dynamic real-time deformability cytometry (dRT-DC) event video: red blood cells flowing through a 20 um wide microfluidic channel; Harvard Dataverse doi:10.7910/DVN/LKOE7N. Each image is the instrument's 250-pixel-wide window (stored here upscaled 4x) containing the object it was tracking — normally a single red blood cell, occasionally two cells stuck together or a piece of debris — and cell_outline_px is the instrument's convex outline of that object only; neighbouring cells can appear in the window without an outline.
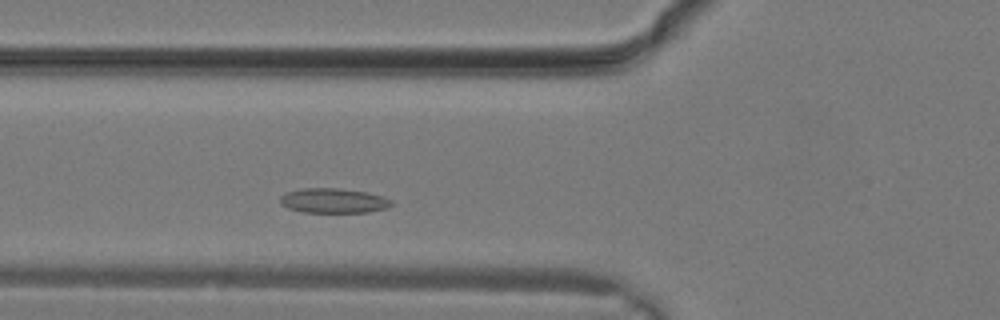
{"species": "common noctule bat (a hibernating species)", "species_latin": "Nyctalus noctula", "temperature_condition": "warm", "stored_images_in_passage": 16, "camera_frame_rate_fps": 3000, "um_per_image_px": 0.085, "animal": {"sex": "male", "body_mass_g": 19.2, "forearm_length_mm": 51.8}, "frame": {"image": 1, "passage_image": 5, "time_ms": 1.333, "image_size_px": [1000, 320], "cell_outline_px": [[392, 204], [388, 208], [368, 212], [304, 212], [288, 208], [280, 204], [280, 196], [288, 192], [304, 188], [336, 188], [368, 192], [392, 200]], "centroid_in_image_um": [28.35, 17.06], "position_along_channel_um": 97.5, "area_um2": 15.95}}
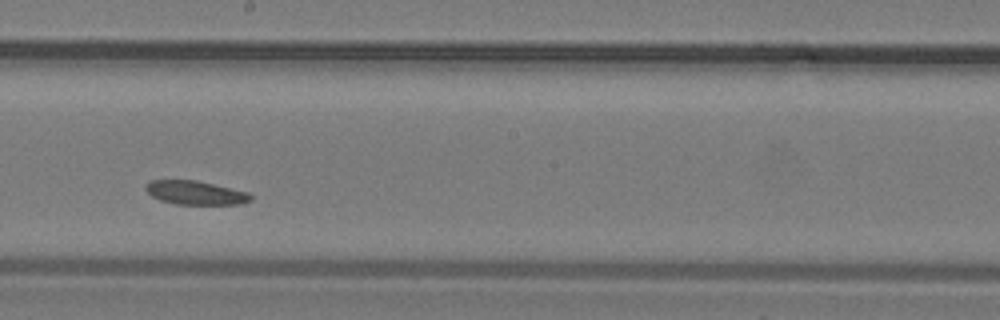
{"frame": {"image": 2, "passage_image": 11, "time_ms": 3.333, "image_size_px": [1000, 320], "cell_outline_px": [[252, 200], [240, 204], [176, 204], [160, 200], [152, 196], [144, 188], [152, 180], [196, 180], [248, 192], [252, 196]], "centroid_in_image_um": [16.63, 16.38], "position_along_channel_um": 231.6, "area_um2": 14.39}}
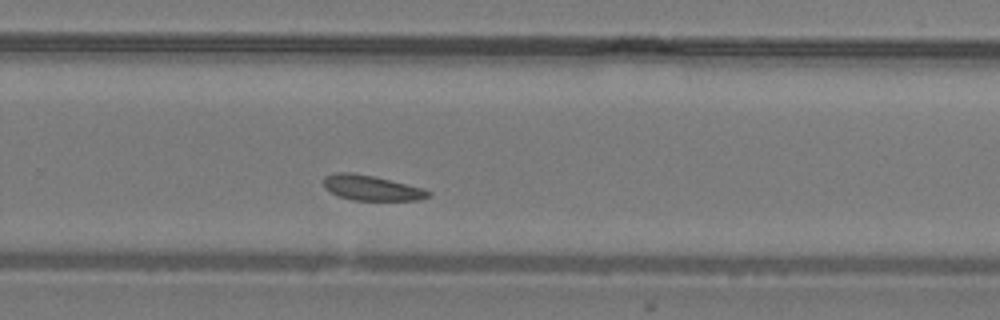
{"frame": {"image": 3, "passage_image": 14, "time_ms": 4.333, "image_size_px": [1000, 320], "cell_outline_px": [[432, 192], [428, 196], [420, 200], [352, 200], [340, 196], [324, 188], [324, 176], [336, 172], [348, 172], [372, 176], [424, 188]], "centroid_in_image_um": [31.58, 15.97], "position_along_channel_um": 298.2, "area_um2": 15.14}}